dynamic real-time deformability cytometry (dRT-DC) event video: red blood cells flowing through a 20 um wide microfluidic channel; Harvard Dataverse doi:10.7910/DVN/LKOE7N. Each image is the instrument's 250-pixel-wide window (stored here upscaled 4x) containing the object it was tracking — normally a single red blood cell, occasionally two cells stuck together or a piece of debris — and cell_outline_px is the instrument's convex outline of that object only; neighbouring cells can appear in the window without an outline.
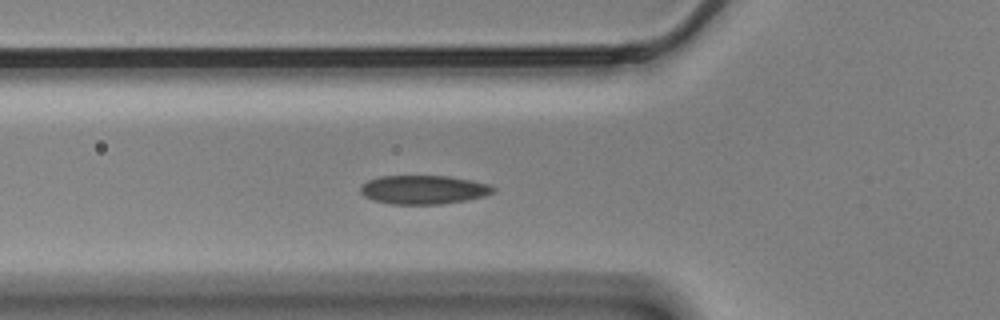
{"species": "Egyptian fruit bat (a non-hibernating species)", "species_latin": "Rousettus aegyptiacus", "temperature_condition": "cold", "stored_images_in_passage": 3, "camera_frame_rate_fps": 3000, "um_per_image_px": 0.085, "animal": {"sex": "male"}, "frame": {"image": 1, "passage_image": 2, "time_ms": 0.333, "image_size_px": [1000, 320], "cell_outline_px": [[496, 192], [484, 196], [468, 200], [444, 204], [388, 204], [372, 200], [364, 196], [360, 192], [360, 188], [368, 180], [380, 176], [448, 176], [472, 180], [492, 184], [496, 188]], "centroid_in_image_um": [36.05, 16.13], "position_along_channel_um": 89.7, "area_um2": 22.6}}